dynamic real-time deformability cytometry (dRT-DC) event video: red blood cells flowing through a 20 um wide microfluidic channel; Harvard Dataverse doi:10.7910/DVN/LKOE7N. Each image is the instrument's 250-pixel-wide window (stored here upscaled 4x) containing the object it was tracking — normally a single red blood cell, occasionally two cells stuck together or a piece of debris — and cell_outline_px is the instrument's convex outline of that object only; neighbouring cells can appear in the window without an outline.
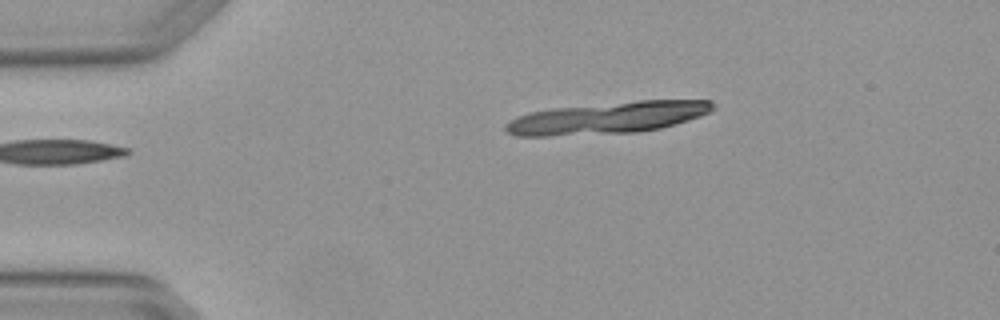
{"species": "Egyptian fruit bat (a non-hibernating species)", "species_latin": "Rousettus aegyptiacus", "temperature_condition": "warm", "stored_images_in_passage": 3, "camera_frame_rate_fps": 3000, "um_per_image_px": 0.085, "animal": {"sex": "female"}, "frame": {"image": 1, "passage_image": 3, "time_ms": 0.667, "image_size_px": [1000, 320], "cell_outline_px": [[716, 108], [712, 112], [676, 124], [660, 128], [640, 132], [548, 136], [516, 136], [504, 132], [504, 124], [516, 116], [528, 112], [556, 108], [640, 100], [712, 100], [716, 104]], "centroid_in_image_um": [51.66, 10.02], "position_along_channel_um": 33.3, "area_um2": 38.73}}